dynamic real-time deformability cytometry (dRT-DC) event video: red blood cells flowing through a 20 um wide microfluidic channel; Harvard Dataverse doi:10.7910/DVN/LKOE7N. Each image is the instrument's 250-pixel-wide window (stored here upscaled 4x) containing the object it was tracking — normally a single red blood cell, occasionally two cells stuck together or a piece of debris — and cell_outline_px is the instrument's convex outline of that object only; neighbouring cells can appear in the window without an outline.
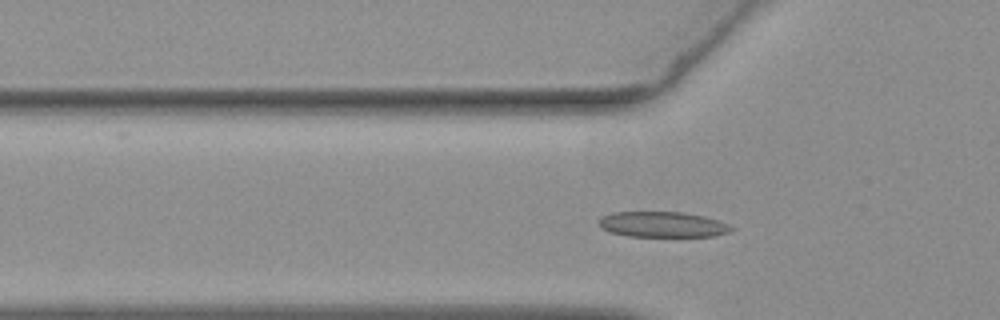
{"species": "common noctule bat (a hibernating species)", "species_latin": "Nyctalus noctula", "temperature_condition": "warm", "stored_images_in_passage": 55, "camera_frame_rate_fps": 3000, "um_per_image_px": 0.085, "animal": {"sex": "female", "body_mass_g": 19.3, "forearm_length_mm": 54.1}, "frame": {"image": 1, "passage_image": 17, "time_ms": 5.333, "image_size_px": [1000, 320], "cell_outline_px": [[736, 228], [728, 232], [716, 236], [628, 236], [608, 232], [600, 228], [600, 216], [612, 212], [684, 212], [704, 216], [728, 224]], "centroid_in_image_um": [56.29, 19.08], "position_along_channel_um": 69.5, "area_um2": 19.77}}
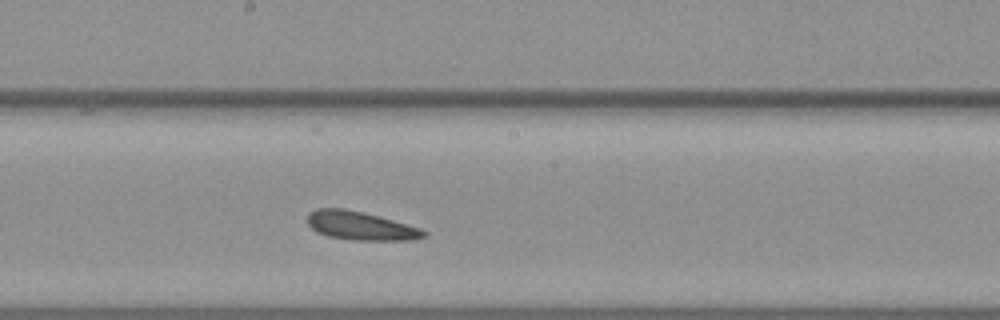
{"frame": {"image": 2, "passage_image": 29, "time_ms": 9.333, "image_size_px": [1000, 320], "cell_outline_px": [[428, 232], [424, 236], [412, 240], [352, 240], [328, 236], [316, 232], [308, 224], [308, 212], [316, 208], [344, 208], [364, 212], [420, 228]], "centroid_in_image_um": [30.61, 19.19], "position_along_channel_um": 217.6, "area_um2": 19.31}}
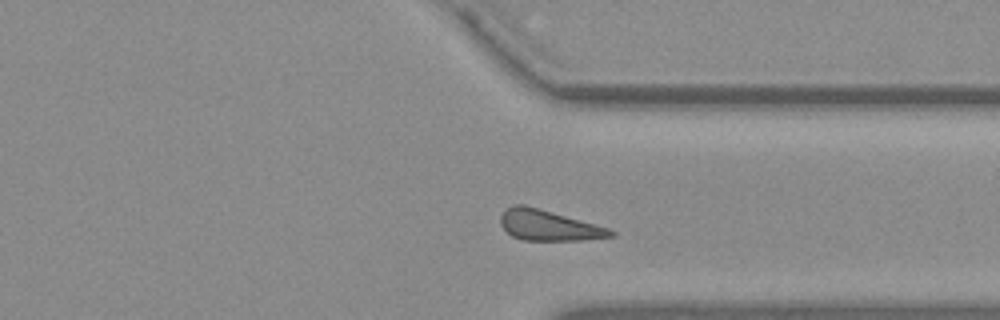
{"frame": {"image": 3, "passage_image": 41, "time_ms": 13.333, "image_size_px": [1000, 320], "cell_outline_px": [[616, 236], [580, 240], [524, 240], [512, 236], [500, 224], [500, 216], [504, 208], [512, 204], [524, 204], [608, 228], [616, 232]], "centroid_in_image_um": [46.59, 19.15], "position_along_channel_um": 364.8, "area_um2": 19.48}, "authors_computed_cell_mechanics": {"area_um2": 19.7098, "velocity_mm_per_s": 3.6904, "shape_relaxation_time_tau1_ms": 2.2562, "shape_relaxation_time_tau2_ms": null, "deformation_change_tau1": 0.0749, "deformation_change_tau2": null}}